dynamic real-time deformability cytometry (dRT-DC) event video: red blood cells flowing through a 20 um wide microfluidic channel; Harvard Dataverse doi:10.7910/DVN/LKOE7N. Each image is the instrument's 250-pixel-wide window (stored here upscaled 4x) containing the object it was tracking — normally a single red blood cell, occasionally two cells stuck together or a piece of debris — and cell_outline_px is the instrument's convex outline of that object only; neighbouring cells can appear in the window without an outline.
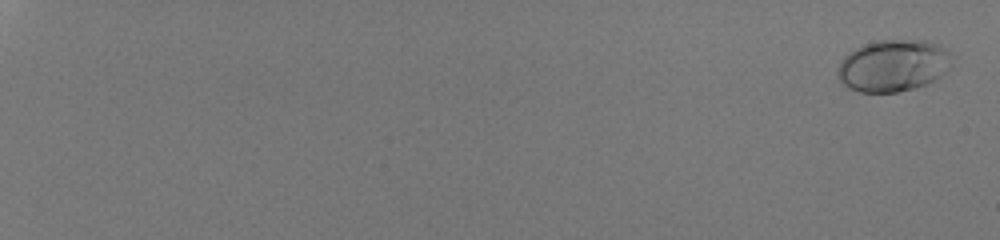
{"species": "human", "species_latin": "Homo sapiens", "temperature_condition": "room temperature", "stored_images_in_passage": 46, "camera_frame_rate_fps": 3000, "um_per_image_px": 0.085, "donor": {"sex": "male"}, "frame": {"image": 1, "passage_image": 2, "time_ms": 0.333, "image_size_px": [1000, 240], "cell_outline_px": [[956, 56], [952, 64], [936, 80], [928, 84], [896, 92], [860, 92], [848, 88], [836, 76], [836, 68], [844, 56], [848, 52], [864, 44], [880, 40], [924, 40], [940, 44]], "centroid_in_image_um": [75.95, 5.56], "position_along_channel_um": 9.1, "area_um2": 35.08}}
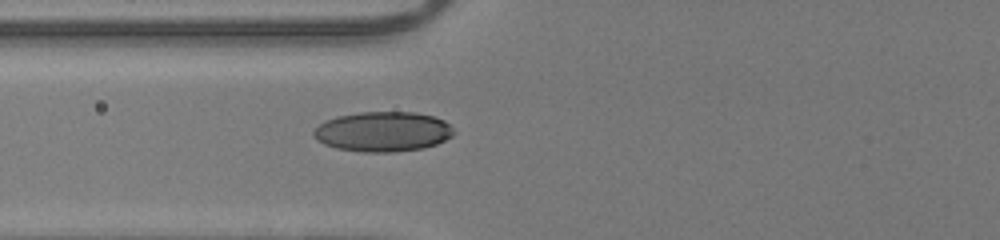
{"frame": {"image": 2, "passage_image": 28, "time_ms": 9.0, "image_size_px": [1000, 240], "cell_outline_px": [[456, 132], [452, 136], [436, 144], [424, 148], [392, 152], [364, 152], [336, 148], [324, 144], [316, 140], [312, 136], [312, 132], [324, 120], [336, 116], [360, 112], [412, 112], [432, 116], [444, 120]], "centroid_in_image_um": [32.52, 11.19], "position_along_channel_um": 93.3, "area_um2": 32.71}}
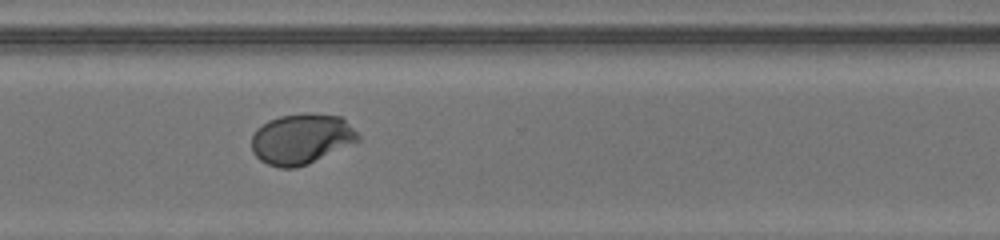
{"frame": {"image": 3, "passage_image": 46, "time_ms": 15.0, "image_size_px": [1000, 240], "cell_outline_px": [[360, 140], [308, 164], [296, 168], [280, 168], [268, 164], [260, 160], [252, 152], [252, 136], [256, 128], [268, 120], [280, 116], [304, 112], [344, 116], [360, 136]], "centroid_in_image_um": [25.62, 11.79], "position_along_channel_um": 345.0, "area_um2": 31.62}}